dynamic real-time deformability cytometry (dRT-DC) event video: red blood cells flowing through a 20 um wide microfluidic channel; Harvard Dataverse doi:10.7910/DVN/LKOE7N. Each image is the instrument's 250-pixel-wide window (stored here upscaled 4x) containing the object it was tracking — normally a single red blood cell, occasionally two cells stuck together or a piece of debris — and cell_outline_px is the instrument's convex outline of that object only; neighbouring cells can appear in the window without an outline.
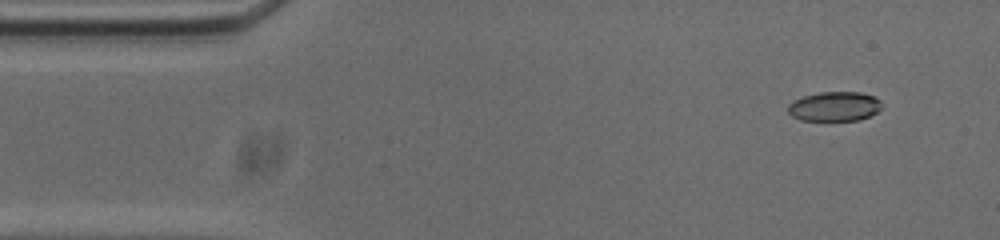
{"species": "common noctule bat (a hibernating species)", "species_latin": "Nyctalus noctula", "temperature_condition": "cold", "stored_images_in_passage": 53, "camera_frame_rate_fps": 3000, "um_per_image_px": 0.085, "animal": {"sex": "male", "body_mass_g": 20.0, "forearm_length_mm": 53.3}, "frame": {"image": 1, "passage_image": 4, "time_ms": 1.0, "image_size_px": [1000, 240], "cell_outline_px": [[884, 104], [876, 112], [868, 116], [856, 120], [800, 120], [792, 116], [788, 112], [788, 104], [792, 100], [804, 96], [820, 92], [860, 92], [872, 96], [880, 100]], "centroid_in_image_um": [70.91, 9.04], "position_along_channel_um": 14.1, "area_um2": 16.07}}
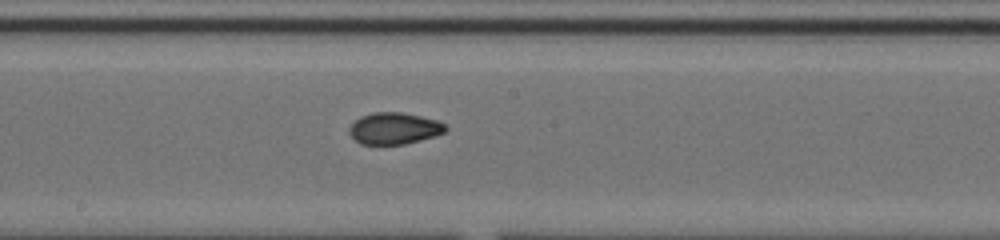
{"frame": {"image": 2, "passage_image": 27, "time_ms": 8.667, "image_size_px": [1000, 240], "cell_outline_px": [[448, 128], [444, 132], [436, 136], [404, 144], [360, 144], [348, 132], [348, 128], [360, 116], [372, 112], [400, 112], [420, 116], [436, 120], [444, 124]], "centroid_in_image_um": [33.49, 10.91], "position_along_channel_um": 214.7, "area_um2": 17.69}}
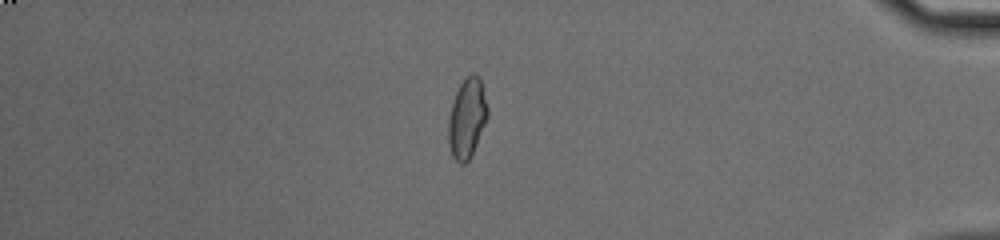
{"frame": {"image": 3, "passage_image": 45, "time_ms": 14.667, "image_size_px": [1000, 240], "cell_outline_px": [[488, 116], [476, 144], [468, 160], [464, 164], [460, 164], [452, 156], [448, 144], [448, 120], [452, 104], [456, 92], [460, 84], [472, 72], [476, 72], [480, 76], [488, 108]], "centroid_in_image_um": [39.69, 10.02], "position_along_channel_um": 395.5, "area_um2": 18.15}, "authors_computed_cell_mechanics": {"area_um2": 17.629, "velocity_mm_per_s": 3.7391, "shape_relaxation_time_tau1_ms": null, "shape_relaxation_time_tau2_ms": 1.2377, "deformation_change_tau1": null, "deformation_change_tau2": 0.0436}}